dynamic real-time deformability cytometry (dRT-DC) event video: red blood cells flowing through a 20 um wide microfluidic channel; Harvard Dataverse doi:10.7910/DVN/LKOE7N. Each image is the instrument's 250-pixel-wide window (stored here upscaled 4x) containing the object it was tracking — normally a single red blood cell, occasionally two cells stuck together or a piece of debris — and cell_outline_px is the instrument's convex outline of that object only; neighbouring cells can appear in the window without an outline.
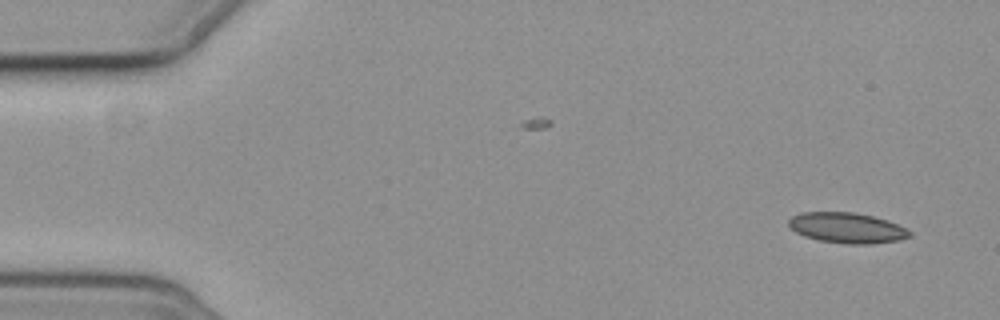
{"species": "common noctule bat (a hibernating species)", "species_latin": "Nyctalus noctula", "temperature_condition": "cold", "stored_images_in_passage": 5, "camera_frame_rate_fps": 3000, "um_per_image_px": 0.085, "animal": {"sex": "female", "body_mass_g": 19.3, "forearm_length_mm": 54.1}, "frame": {"image": 1, "passage_image": 1, "time_ms": 0.0, "image_size_px": [1000, 320], "cell_outline_px": [[912, 236], [900, 240], [872, 244], [848, 244], [820, 240], [804, 236], [796, 232], [788, 224], [788, 220], [792, 216], [800, 212], [852, 212], [872, 216], [888, 220], [912, 232]], "centroid_in_image_um": [72.0, 19.37], "position_along_channel_um": 13.0, "area_um2": 21.44}}
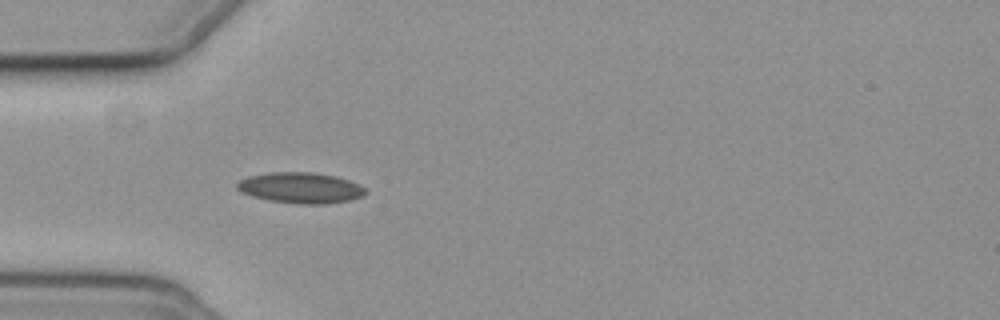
{"frame": {"image": 2, "passage_image": 5, "time_ms": 4.667, "image_size_px": [1000, 320], "cell_outline_px": [[368, 192], [364, 196], [352, 200], [328, 204], [296, 204], [268, 200], [252, 196], [240, 192], [236, 188], [236, 184], [240, 180], [248, 176], [272, 172], [312, 172], [336, 176], [348, 180], [364, 188]], "centroid_in_image_um": [25.55, 15.98], "position_along_channel_um": 59.5, "area_um2": 23.24}}